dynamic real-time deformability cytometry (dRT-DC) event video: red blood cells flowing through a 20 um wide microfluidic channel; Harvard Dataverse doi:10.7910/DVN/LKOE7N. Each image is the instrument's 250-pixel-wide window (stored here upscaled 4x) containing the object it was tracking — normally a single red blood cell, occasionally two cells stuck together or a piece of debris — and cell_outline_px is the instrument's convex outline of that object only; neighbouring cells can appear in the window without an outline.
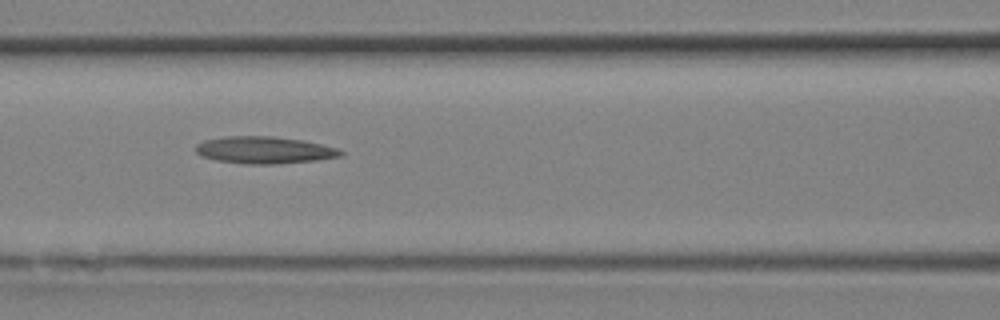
{"species": "Egyptian fruit bat (a non-hibernating species)", "species_latin": "Rousettus aegyptiacus", "temperature_condition": "room temperature", "stored_images_in_passage": 14, "camera_frame_rate_fps": 3000, "um_per_image_px": 0.085, "animal": {"sex": "female"}, "frame": {"image": 1, "passage_image": 10, "time_ms": 3.0, "image_size_px": [1000, 320], "cell_outline_px": [[344, 156], [316, 160], [276, 164], [244, 164], [216, 160], [200, 156], [196, 152], [196, 144], [204, 140], [224, 136], [272, 136], [300, 140], [320, 144], [336, 148], [344, 152]], "centroid_in_image_um": [22.44, 12.76], "position_along_channel_um": 144.2, "area_um2": 22.89}}
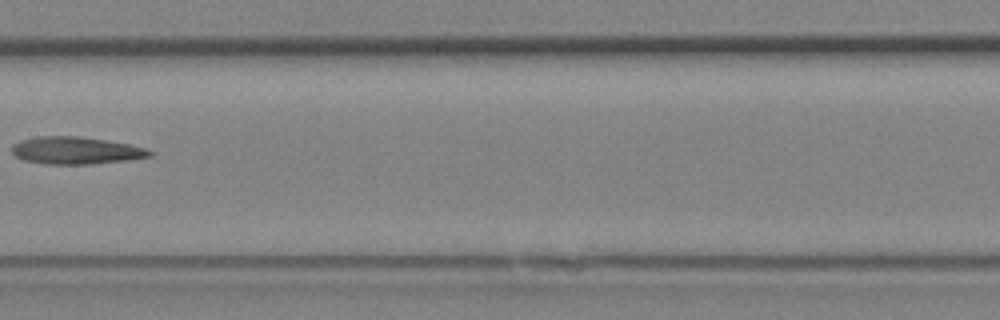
{"frame": {"image": 2, "passage_image": 12, "time_ms": 3.667, "image_size_px": [1000, 320], "cell_outline_px": [[156, 152], [152, 156], [128, 160], [92, 164], [44, 164], [24, 160], [16, 156], [12, 152], [12, 144], [20, 140], [40, 136], [80, 136], [128, 144], [144, 148]], "centroid_in_image_um": [6.45, 12.79], "position_along_channel_um": 200.9, "area_um2": 21.96}}